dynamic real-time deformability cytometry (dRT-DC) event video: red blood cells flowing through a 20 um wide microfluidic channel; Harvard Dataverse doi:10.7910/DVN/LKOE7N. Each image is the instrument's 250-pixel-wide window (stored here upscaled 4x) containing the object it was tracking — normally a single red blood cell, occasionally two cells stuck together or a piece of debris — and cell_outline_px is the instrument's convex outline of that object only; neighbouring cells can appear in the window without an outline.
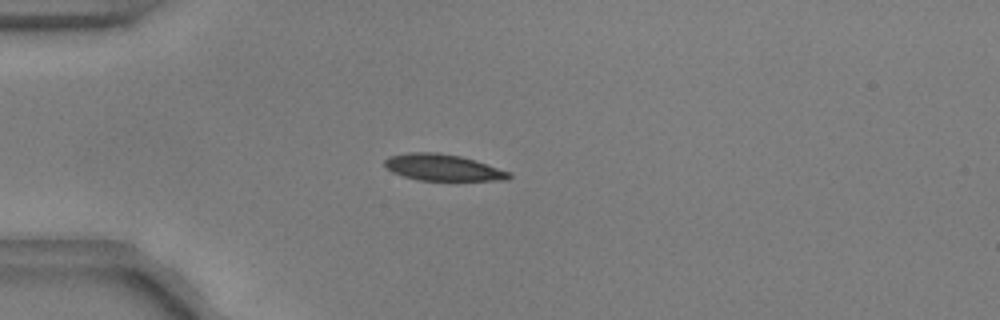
{"species": "common noctule bat (a hibernating species)", "species_latin": "Nyctalus noctula", "temperature_condition": "warm", "stored_images_in_passage": 42, "camera_frame_rate_fps": 3000, "um_per_image_px": 0.085, "animal": {"sex": "male", "body_mass_g": 17.9, "forearm_length_mm": 54.2}, "frame": {"image": 1, "passage_image": 3, "time_ms": 0.667, "image_size_px": [1000, 320], "cell_outline_px": [[512, 176], [508, 180], [420, 180], [404, 176], [392, 172], [384, 168], [384, 160], [388, 156], [408, 152], [440, 152], [460, 156], [512, 172]], "centroid_in_image_um": [37.61, 14.23], "position_along_channel_um": 47.4, "area_um2": 19.25}}
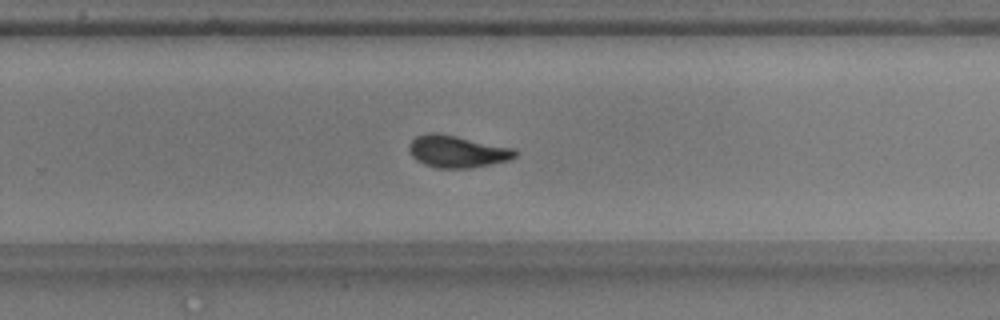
{"frame": {"image": 2, "passage_image": 24, "time_ms": 7.667, "image_size_px": [1000, 320], "cell_outline_px": [[516, 156], [512, 160], [492, 164], [468, 168], [436, 168], [424, 164], [416, 160], [408, 152], [408, 144], [416, 136], [428, 132], [436, 132], [516, 148]], "centroid_in_image_um": [38.85, 12.87], "position_along_channel_um": 290.9, "area_um2": 20.11}}
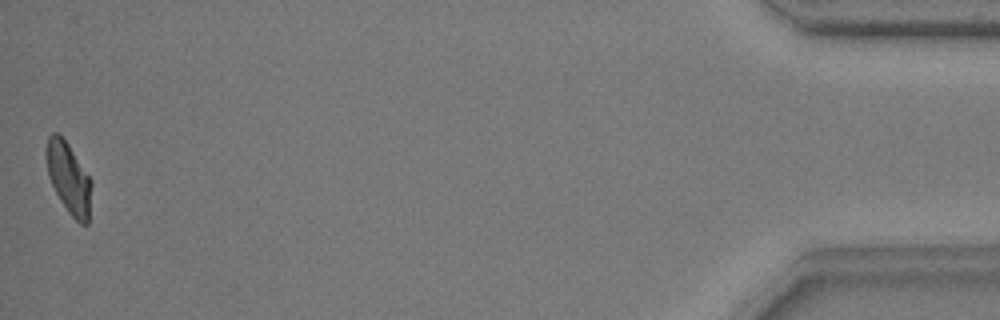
{"frame": {"image": 3, "passage_image": 42, "time_ms": 13.667, "image_size_px": [1000, 320], "cell_outline_px": [[92, 184], [88, 224], [80, 224], [68, 212], [60, 200], [48, 176], [44, 152], [48, 136], [52, 132], [56, 132], [68, 144], [92, 180]], "centroid_in_image_um": [5.82, 15.12], "position_along_channel_um": 429.4, "area_um2": 18.79}, "authors_computed_cell_mechanics": {"area_um2": 19.5942, "velocity_mm_per_s": 3.7531, "shape_relaxation_time_tau1_ms": 3.7028, "shape_relaxation_time_tau2_ms": 2.1232, "deformation_change_tau1": 0.1696, "deformation_change_tau2": 0.0864}}